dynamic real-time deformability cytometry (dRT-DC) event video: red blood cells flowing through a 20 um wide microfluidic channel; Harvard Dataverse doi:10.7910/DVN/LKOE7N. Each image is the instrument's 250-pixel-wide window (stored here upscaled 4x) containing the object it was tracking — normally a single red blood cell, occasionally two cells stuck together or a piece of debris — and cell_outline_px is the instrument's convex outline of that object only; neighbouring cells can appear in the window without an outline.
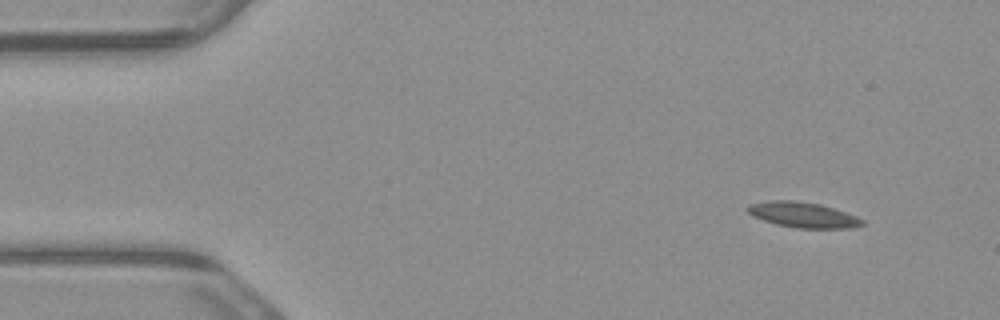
{"species": "common noctule bat (a hibernating species)", "species_latin": "Nyctalus noctula", "temperature_condition": "warm", "stored_images_in_passage": 5, "camera_frame_rate_fps": 3000, "um_per_image_px": 0.085, "animal": {"sex": "male", "body_mass_g": 23.1, "forearm_length_mm": 52.7}, "frame": {"image": 1, "passage_image": 1, "time_ms": 0.0, "image_size_px": [1000, 320], "cell_outline_px": [[864, 224], [852, 228], [796, 228], [776, 224], [752, 216], [744, 208], [748, 204], [768, 200], [796, 200], [820, 204], [856, 216], [864, 220]], "centroid_in_image_um": [68.2, 18.25], "position_along_channel_um": 16.8, "area_um2": 17.05}}
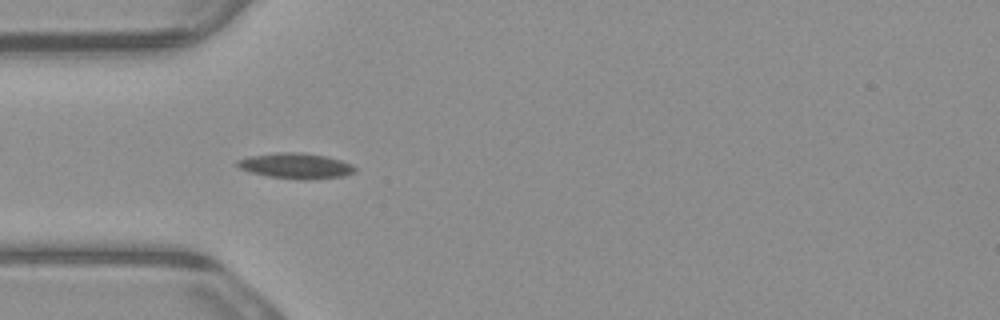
{"frame": {"image": 2, "passage_image": 4, "time_ms": 1.0, "image_size_px": [1000, 320], "cell_outline_px": [[356, 172], [344, 176], [304, 180], [268, 176], [248, 172], [240, 168], [236, 164], [236, 160], [248, 156], [280, 152], [300, 152], [324, 156], [340, 160], [352, 164], [356, 168]], "centroid_in_image_um": [25.13, 14.1], "position_along_channel_um": 59.9, "area_um2": 17.51}}
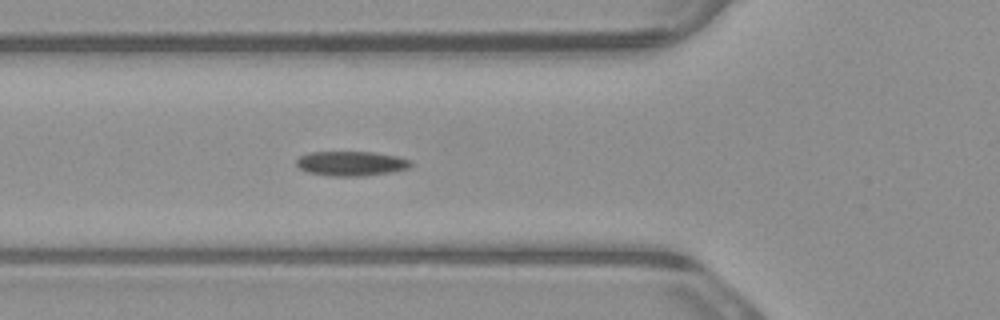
{"frame": {"image": 3, "passage_image": 5, "time_ms": 1.333, "image_size_px": [1000, 320], "cell_outline_px": [[412, 164], [408, 168], [392, 172], [360, 176], [332, 176], [308, 172], [300, 168], [296, 164], [296, 160], [300, 156], [312, 152], [372, 152], [396, 156], [412, 160]], "centroid_in_image_um": [29.86, 13.89], "position_along_channel_um": 95.9, "area_um2": 16.3}}